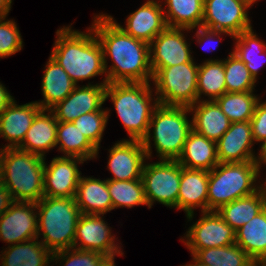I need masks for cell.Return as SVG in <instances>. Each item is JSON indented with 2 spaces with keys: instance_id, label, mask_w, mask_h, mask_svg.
Segmentation results:
<instances>
[{
  "instance_id": "d4e9b609",
  "label": "cell",
  "mask_w": 266,
  "mask_h": 266,
  "mask_svg": "<svg viewBox=\"0 0 266 266\" xmlns=\"http://www.w3.org/2000/svg\"><path fill=\"white\" fill-rule=\"evenodd\" d=\"M74 198L81 214L105 215L113 210L107 179L81 175Z\"/></svg>"
},
{
  "instance_id": "74e56055",
  "label": "cell",
  "mask_w": 266,
  "mask_h": 266,
  "mask_svg": "<svg viewBox=\"0 0 266 266\" xmlns=\"http://www.w3.org/2000/svg\"><path fill=\"white\" fill-rule=\"evenodd\" d=\"M111 261L106 255L95 251L70 248L53 252L51 265L55 262L59 266H107Z\"/></svg>"
},
{
  "instance_id": "f6af8a7d",
  "label": "cell",
  "mask_w": 266,
  "mask_h": 266,
  "mask_svg": "<svg viewBox=\"0 0 266 266\" xmlns=\"http://www.w3.org/2000/svg\"><path fill=\"white\" fill-rule=\"evenodd\" d=\"M12 2V0H0V19L8 17Z\"/></svg>"
},
{
  "instance_id": "8fae6325",
  "label": "cell",
  "mask_w": 266,
  "mask_h": 266,
  "mask_svg": "<svg viewBox=\"0 0 266 266\" xmlns=\"http://www.w3.org/2000/svg\"><path fill=\"white\" fill-rule=\"evenodd\" d=\"M244 0H204L202 27L236 36L252 27Z\"/></svg>"
},
{
  "instance_id": "681fc988",
  "label": "cell",
  "mask_w": 266,
  "mask_h": 266,
  "mask_svg": "<svg viewBox=\"0 0 266 266\" xmlns=\"http://www.w3.org/2000/svg\"><path fill=\"white\" fill-rule=\"evenodd\" d=\"M256 266H266V259L257 262Z\"/></svg>"
},
{
  "instance_id": "4dcf8cb0",
  "label": "cell",
  "mask_w": 266,
  "mask_h": 266,
  "mask_svg": "<svg viewBox=\"0 0 266 266\" xmlns=\"http://www.w3.org/2000/svg\"><path fill=\"white\" fill-rule=\"evenodd\" d=\"M59 145V146H58ZM59 152L87 160L96 159L97 148L82 134L73 122H58L57 141Z\"/></svg>"
},
{
  "instance_id": "83f0119b",
  "label": "cell",
  "mask_w": 266,
  "mask_h": 266,
  "mask_svg": "<svg viewBox=\"0 0 266 266\" xmlns=\"http://www.w3.org/2000/svg\"><path fill=\"white\" fill-rule=\"evenodd\" d=\"M235 243L256 263L266 259V208L235 231Z\"/></svg>"
},
{
  "instance_id": "d590c367",
  "label": "cell",
  "mask_w": 266,
  "mask_h": 266,
  "mask_svg": "<svg viewBox=\"0 0 266 266\" xmlns=\"http://www.w3.org/2000/svg\"><path fill=\"white\" fill-rule=\"evenodd\" d=\"M113 210L118 208H133L139 205L148 206L142 178L138 180L116 181L107 179Z\"/></svg>"
},
{
  "instance_id": "7402d4cb",
  "label": "cell",
  "mask_w": 266,
  "mask_h": 266,
  "mask_svg": "<svg viewBox=\"0 0 266 266\" xmlns=\"http://www.w3.org/2000/svg\"><path fill=\"white\" fill-rule=\"evenodd\" d=\"M57 124L54 113L42 109L35 116L18 149L46 158V153L56 147Z\"/></svg>"
},
{
  "instance_id": "3957f363",
  "label": "cell",
  "mask_w": 266,
  "mask_h": 266,
  "mask_svg": "<svg viewBox=\"0 0 266 266\" xmlns=\"http://www.w3.org/2000/svg\"><path fill=\"white\" fill-rule=\"evenodd\" d=\"M45 159L18 148L0 149V181L12 201L37 203L44 196Z\"/></svg>"
},
{
  "instance_id": "ffe728a7",
  "label": "cell",
  "mask_w": 266,
  "mask_h": 266,
  "mask_svg": "<svg viewBox=\"0 0 266 266\" xmlns=\"http://www.w3.org/2000/svg\"><path fill=\"white\" fill-rule=\"evenodd\" d=\"M42 108L35 102L18 105L14 99L0 113V137L9 142L3 148H18Z\"/></svg>"
},
{
  "instance_id": "9a60e30c",
  "label": "cell",
  "mask_w": 266,
  "mask_h": 266,
  "mask_svg": "<svg viewBox=\"0 0 266 266\" xmlns=\"http://www.w3.org/2000/svg\"><path fill=\"white\" fill-rule=\"evenodd\" d=\"M108 80L100 83L79 86L61 102L55 105L51 111L58 122H72L85 113L94 111H107L102 105L105 103V88Z\"/></svg>"
},
{
  "instance_id": "f907efd6",
  "label": "cell",
  "mask_w": 266,
  "mask_h": 266,
  "mask_svg": "<svg viewBox=\"0 0 266 266\" xmlns=\"http://www.w3.org/2000/svg\"><path fill=\"white\" fill-rule=\"evenodd\" d=\"M246 1L248 4H250L251 6H254L253 4H255L257 1L259 0H244Z\"/></svg>"
},
{
  "instance_id": "d6a6232c",
  "label": "cell",
  "mask_w": 266,
  "mask_h": 266,
  "mask_svg": "<svg viewBox=\"0 0 266 266\" xmlns=\"http://www.w3.org/2000/svg\"><path fill=\"white\" fill-rule=\"evenodd\" d=\"M259 191L221 206L217 213L235 231L264 209Z\"/></svg>"
},
{
  "instance_id": "60d3db41",
  "label": "cell",
  "mask_w": 266,
  "mask_h": 266,
  "mask_svg": "<svg viewBox=\"0 0 266 266\" xmlns=\"http://www.w3.org/2000/svg\"><path fill=\"white\" fill-rule=\"evenodd\" d=\"M252 130L253 140L260 142V147L266 141V100L260 99L254 109V114L249 121Z\"/></svg>"
},
{
  "instance_id": "4316f807",
  "label": "cell",
  "mask_w": 266,
  "mask_h": 266,
  "mask_svg": "<svg viewBox=\"0 0 266 266\" xmlns=\"http://www.w3.org/2000/svg\"><path fill=\"white\" fill-rule=\"evenodd\" d=\"M3 250L0 252L1 266H52L49 265L52 252L37 238L9 245Z\"/></svg>"
},
{
  "instance_id": "603a6c76",
  "label": "cell",
  "mask_w": 266,
  "mask_h": 266,
  "mask_svg": "<svg viewBox=\"0 0 266 266\" xmlns=\"http://www.w3.org/2000/svg\"><path fill=\"white\" fill-rule=\"evenodd\" d=\"M189 109L192 113V129L215 142L230 128L232 123L215 100L197 101Z\"/></svg>"
},
{
  "instance_id": "c3c4849f",
  "label": "cell",
  "mask_w": 266,
  "mask_h": 266,
  "mask_svg": "<svg viewBox=\"0 0 266 266\" xmlns=\"http://www.w3.org/2000/svg\"><path fill=\"white\" fill-rule=\"evenodd\" d=\"M193 261L190 262L189 264H185V265H181V266H207L204 265L202 263H200L199 261H197L193 256H192Z\"/></svg>"
},
{
  "instance_id": "836d02e7",
  "label": "cell",
  "mask_w": 266,
  "mask_h": 266,
  "mask_svg": "<svg viewBox=\"0 0 266 266\" xmlns=\"http://www.w3.org/2000/svg\"><path fill=\"white\" fill-rule=\"evenodd\" d=\"M189 251L197 261L207 266H256V262L236 243Z\"/></svg>"
},
{
  "instance_id": "8992f818",
  "label": "cell",
  "mask_w": 266,
  "mask_h": 266,
  "mask_svg": "<svg viewBox=\"0 0 266 266\" xmlns=\"http://www.w3.org/2000/svg\"><path fill=\"white\" fill-rule=\"evenodd\" d=\"M37 239L52 253L73 248L76 225L81 215L74 197L43 196L37 203ZM42 232V233H41Z\"/></svg>"
},
{
  "instance_id": "e575fe53",
  "label": "cell",
  "mask_w": 266,
  "mask_h": 266,
  "mask_svg": "<svg viewBox=\"0 0 266 266\" xmlns=\"http://www.w3.org/2000/svg\"><path fill=\"white\" fill-rule=\"evenodd\" d=\"M261 98L254 91L227 92L215 101L231 122L250 121Z\"/></svg>"
},
{
  "instance_id": "52a82bcc",
  "label": "cell",
  "mask_w": 266,
  "mask_h": 266,
  "mask_svg": "<svg viewBox=\"0 0 266 266\" xmlns=\"http://www.w3.org/2000/svg\"><path fill=\"white\" fill-rule=\"evenodd\" d=\"M261 168L258 161L218 163L209 171L207 211L256 192Z\"/></svg>"
},
{
  "instance_id": "484cf974",
  "label": "cell",
  "mask_w": 266,
  "mask_h": 266,
  "mask_svg": "<svg viewBox=\"0 0 266 266\" xmlns=\"http://www.w3.org/2000/svg\"><path fill=\"white\" fill-rule=\"evenodd\" d=\"M177 161L187 169L211 171L219 163L217 143L192 129Z\"/></svg>"
},
{
  "instance_id": "ac0fdd59",
  "label": "cell",
  "mask_w": 266,
  "mask_h": 266,
  "mask_svg": "<svg viewBox=\"0 0 266 266\" xmlns=\"http://www.w3.org/2000/svg\"><path fill=\"white\" fill-rule=\"evenodd\" d=\"M216 143L219 163L258 161L249 121L232 122Z\"/></svg>"
},
{
  "instance_id": "ba28073f",
  "label": "cell",
  "mask_w": 266,
  "mask_h": 266,
  "mask_svg": "<svg viewBox=\"0 0 266 266\" xmlns=\"http://www.w3.org/2000/svg\"><path fill=\"white\" fill-rule=\"evenodd\" d=\"M199 64L191 62L161 68L152 79L159 104L190 107L197 102Z\"/></svg>"
},
{
  "instance_id": "44dd1931",
  "label": "cell",
  "mask_w": 266,
  "mask_h": 266,
  "mask_svg": "<svg viewBox=\"0 0 266 266\" xmlns=\"http://www.w3.org/2000/svg\"><path fill=\"white\" fill-rule=\"evenodd\" d=\"M209 171L187 169L181 166V180L177 209L184 210L187 220L194 218V210L207 212Z\"/></svg>"
},
{
  "instance_id": "1f68e13d",
  "label": "cell",
  "mask_w": 266,
  "mask_h": 266,
  "mask_svg": "<svg viewBox=\"0 0 266 266\" xmlns=\"http://www.w3.org/2000/svg\"><path fill=\"white\" fill-rule=\"evenodd\" d=\"M233 39L236 42H234L232 52L245 63L251 75L257 81L259 71L266 60V43L254 33L252 28L233 36Z\"/></svg>"
},
{
  "instance_id": "5bb4252c",
  "label": "cell",
  "mask_w": 266,
  "mask_h": 266,
  "mask_svg": "<svg viewBox=\"0 0 266 266\" xmlns=\"http://www.w3.org/2000/svg\"><path fill=\"white\" fill-rule=\"evenodd\" d=\"M84 159L74 156H55L48 165L44 161V196L53 198L75 197L82 175L78 164Z\"/></svg>"
},
{
  "instance_id": "7c38bea8",
  "label": "cell",
  "mask_w": 266,
  "mask_h": 266,
  "mask_svg": "<svg viewBox=\"0 0 266 266\" xmlns=\"http://www.w3.org/2000/svg\"><path fill=\"white\" fill-rule=\"evenodd\" d=\"M184 31L191 29L166 27L149 44L150 66L153 76L164 67L191 62V44L187 42Z\"/></svg>"
},
{
  "instance_id": "277c9868",
  "label": "cell",
  "mask_w": 266,
  "mask_h": 266,
  "mask_svg": "<svg viewBox=\"0 0 266 266\" xmlns=\"http://www.w3.org/2000/svg\"><path fill=\"white\" fill-rule=\"evenodd\" d=\"M151 85V82L106 84L105 102L110 98L128 132V140L142 141L148 133L153 111L159 105Z\"/></svg>"
},
{
  "instance_id": "2e32d148",
  "label": "cell",
  "mask_w": 266,
  "mask_h": 266,
  "mask_svg": "<svg viewBox=\"0 0 266 266\" xmlns=\"http://www.w3.org/2000/svg\"><path fill=\"white\" fill-rule=\"evenodd\" d=\"M36 203L15 202L0 216V240L13 245L37 238Z\"/></svg>"
},
{
  "instance_id": "e0dca14e",
  "label": "cell",
  "mask_w": 266,
  "mask_h": 266,
  "mask_svg": "<svg viewBox=\"0 0 266 266\" xmlns=\"http://www.w3.org/2000/svg\"><path fill=\"white\" fill-rule=\"evenodd\" d=\"M107 168L113 175L111 180L128 181L142 178L147 158L142 141L123 139L108 149Z\"/></svg>"
},
{
  "instance_id": "bcb514c9",
  "label": "cell",
  "mask_w": 266,
  "mask_h": 266,
  "mask_svg": "<svg viewBox=\"0 0 266 266\" xmlns=\"http://www.w3.org/2000/svg\"><path fill=\"white\" fill-rule=\"evenodd\" d=\"M259 179L257 190L259 191L264 207L266 208V178L263 180ZM265 181V182H264ZM260 184V185H259Z\"/></svg>"
},
{
  "instance_id": "f546056e",
  "label": "cell",
  "mask_w": 266,
  "mask_h": 266,
  "mask_svg": "<svg viewBox=\"0 0 266 266\" xmlns=\"http://www.w3.org/2000/svg\"><path fill=\"white\" fill-rule=\"evenodd\" d=\"M226 91L224 59H206L199 64L197 77V101H214ZM202 95L208 99L201 98Z\"/></svg>"
},
{
  "instance_id": "8d00e7d4",
  "label": "cell",
  "mask_w": 266,
  "mask_h": 266,
  "mask_svg": "<svg viewBox=\"0 0 266 266\" xmlns=\"http://www.w3.org/2000/svg\"><path fill=\"white\" fill-rule=\"evenodd\" d=\"M224 58L225 84L227 92L254 91L256 80L239 57L233 52Z\"/></svg>"
},
{
  "instance_id": "7a4b0ae2",
  "label": "cell",
  "mask_w": 266,
  "mask_h": 266,
  "mask_svg": "<svg viewBox=\"0 0 266 266\" xmlns=\"http://www.w3.org/2000/svg\"><path fill=\"white\" fill-rule=\"evenodd\" d=\"M69 26H62L56 31V40L50 56L66 71L70 78L79 85V81L102 76L106 71L102 46L92 27L87 31H78Z\"/></svg>"
},
{
  "instance_id": "30bf717a",
  "label": "cell",
  "mask_w": 266,
  "mask_h": 266,
  "mask_svg": "<svg viewBox=\"0 0 266 266\" xmlns=\"http://www.w3.org/2000/svg\"><path fill=\"white\" fill-rule=\"evenodd\" d=\"M104 215L81 214L76 225L73 248L95 251L106 255L115 262V257L123 256L121 242L115 240L111 227L108 226Z\"/></svg>"
},
{
  "instance_id": "7bdbcfd3",
  "label": "cell",
  "mask_w": 266,
  "mask_h": 266,
  "mask_svg": "<svg viewBox=\"0 0 266 266\" xmlns=\"http://www.w3.org/2000/svg\"><path fill=\"white\" fill-rule=\"evenodd\" d=\"M12 202L13 201L10 197L8 190L0 181V216L6 212Z\"/></svg>"
},
{
  "instance_id": "4fadbf2b",
  "label": "cell",
  "mask_w": 266,
  "mask_h": 266,
  "mask_svg": "<svg viewBox=\"0 0 266 266\" xmlns=\"http://www.w3.org/2000/svg\"><path fill=\"white\" fill-rule=\"evenodd\" d=\"M201 218L188 228L180 238L189 250L222 247L235 243V230L228 225L217 211L201 212Z\"/></svg>"
},
{
  "instance_id": "6da1fadb",
  "label": "cell",
  "mask_w": 266,
  "mask_h": 266,
  "mask_svg": "<svg viewBox=\"0 0 266 266\" xmlns=\"http://www.w3.org/2000/svg\"><path fill=\"white\" fill-rule=\"evenodd\" d=\"M91 27L103 49L108 83L152 81L149 44L125 33L108 14L94 15ZM108 57L113 63L110 67Z\"/></svg>"
},
{
  "instance_id": "b9f144b4",
  "label": "cell",
  "mask_w": 266,
  "mask_h": 266,
  "mask_svg": "<svg viewBox=\"0 0 266 266\" xmlns=\"http://www.w3.org/2000/svg\"><path fill=\"white\" fill-rule=\"evenodd\" d=\"M196 30V33L194 35L195 39H196V42L198 44H200V46L204 45V43L208 46V44L211 46V43L215 42L217 46H219V42L222 40L220 39V37H222L221 35H228L230 36L231 38H233V36L228 33V32H223V31H216V30H211V29H208V28H205V27H197L196 28H193ZM217 41V42H216ZM213 45L217 48V46L213 43ZM205 48V45L202 46L203 50L205 51H211L213 52L215 50L214 46H211L207 48Z\"/></svg>"
},
{
  "instance_id": "d6986e66",
  "label": "cell",
  "mask_w": 266,
  "mask_h": 266,
  "mask_svg": "<svg viewBox=\"0 0 266 266\" xmlns=\"http://www.w3.org/2000/svg\"><path fill=\"white\" fill-rule=\"evenodd\" d=\"M108 16L125 33L147 44H150L167 27L161 0H147L127 16L125 27L117 23L111 15Z\"/></svg>"
},
{
  "instance_id": "816d5d0a",
  "label": "cell",
  "mask_w": 266,
  "mask_h": 266,
  "mask_svg": "<svg viewBox=\"0 0 266 266\" xmlns=\"http://www.w3.org/2000/svg\"><path fill=\"white\" fill-rule=\"evenodd\" d=\"M107 266H116L114 261H111Z\"/></svg>"
},
{
  "instance_id": "9c48e42d",
  "label": "cell",
  "mask_w": 266,
  "mask_h": 266,
  "mask_svg": "<svg viewBox=\"0 0 266 266\" xmlns=\"http://www.w3.org/2000/svg\"><path fill=\"white\" fill-rule=\"evenodd\" d=\"M181 180V165L177 160L145 162L142 171L148 209L155 202L177 209V197Z\"/></svg>"
},
{
  "instance_id": "ee69618b",
  "label": "cell",
  "mask_w": 266,
  "mask_h": 266,
  "mask_svg": "<svg viewBox=\"0 0 266 266\" xmlns=\"http://www.w3.org/2000/svg\"><path fill=\"white\" fill-rule=\"evenodd\" d=\"M15 98L6 89L5 85L0 82V113L14 100Z\"/></svg>"
},
{
  "instance_id": "f35d334b",
  "label": "cell",
  "mask_w": 266,
  "mask_h": 266,
  "mask_svg": "<svg viewBox=\"0 0 266 266\" xmlns=\"http://www.w3.org/2000/svg\"><path fill=\"white\" fill-rule=\"evenodd\" d=\"M106 110L85 113L72 121L79 131L97 148L96 158H98L103 132L110 116L111 109L106 107Z\"/></svg>"
},
{
  "instance_id": "f1b7e54d",
  "label": "cell",
  "mask_w": 266,
  "mask_h": 266,
  "mask_svg": "<svg viewBox=\"0 0 266 266\" xmlns=\"http://www.w3.org/2000/svg\"><path fill=\"white\" fill-rule=\"evenodd\" d=\"M161 4L168 27L187 28L193 32V28L202 26L204 0H162Z\"/></svg>"
},
{
  "instance_id": "cb8c5ba5",
  "label": "cell",
  "mask_w": 266,
  "mask_h": 266,
  "mask_svg": "<svg viewBox=\"0 0 266 266\" xmlns=\"http://www.w3.org/2000/svg\"><path fill=\"white\" fill-rule=\"evenodd\" d=\"M43 72L41 90L44 99L35 102L42 109L51 110L64 100L77 84L51 56H49Z\"/></svg>"
},
{
  "instance_id": "5b68a950",
  "label": "cell",
  "mask_w": 266,
  "mask_h": 266,
  "mask_svg": "<svg viewBox=\"0 0 266 266\" xmlns=\"http://www.w3.org/2000/svg\"><path fill=\"white\" fill-rule=\"evenodd\" d=\"M189 107L159 104L153 111L146 137L142 140L148 160L152 158V142L159 160H177L184 149L192 120ZM153 129V130H152Z\"/></svg>"
},
{
  "instance_id": "ab89813d",
  "label": "cell",
  "mask_w": 266,
  "mask_h": 266,
  "mask_svg": "<svg viewBox=\"0 0 266 266\" xmlns=\"http://www.w3.org/2000/svg\"><path fill=\"white\" fill-rule=\"evenodd\" d=\"M19 28L13 19H0V59L15 55L23 49Z\"/></svg>"
},
{
  "instance_id": "7dc6e473",
  "label": "cell",
  "mask_w": 266,
  "mask_h": 266,
  "mask_svg": "<svg viewBox=\"0 0 266 266\" xmlns=\"http://www.w3.org/2000/svg\"><path fill=\"white\" fill-rule=\"evenodd\" d=\"M258 162L260 163V166L266 165V141L262 144L260 149L258 150Z\"/></svg>"
}]
</instances>
